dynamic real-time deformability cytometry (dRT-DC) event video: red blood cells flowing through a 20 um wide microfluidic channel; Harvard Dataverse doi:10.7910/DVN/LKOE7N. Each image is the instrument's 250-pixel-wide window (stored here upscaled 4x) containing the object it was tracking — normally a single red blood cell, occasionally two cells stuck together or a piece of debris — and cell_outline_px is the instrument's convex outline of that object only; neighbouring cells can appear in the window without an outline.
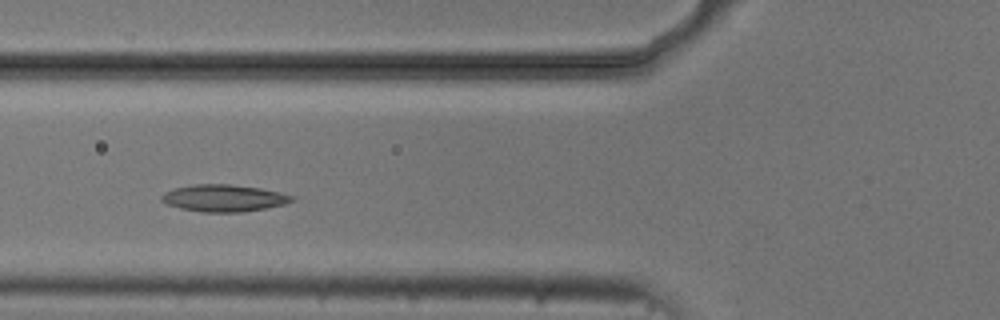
{"species": "common noctule bat (a hibernating species)", "species_latin": "Nyctalus noctula", "temperature_condition": "cold", "stored_images_in_passage": 8, "camera_frame_rate_fps": 3000, "um_per_image_px": 0.085, "animal": {"sex": "male", "body_mass_g": 20.5, "forearm_length_mm": 52.5}, "frame": {"image": 1, "passage_image": 4, "time_ms": 4.333, "image_size_px": [1000, 320], "cell_outline_px": [[296, 196], [288, 204], [240, 212], [200, 212], [180, 208], [168, 204], [160, 200], [160, 196], [164, 192], [176, 188], [192, 184], [228, 184], [260, 188], [280, 192]], "centroid_in_image_um": [19.03, 16.83], "position_along_channel_um": 106.8, "area_um2": 20.52}}
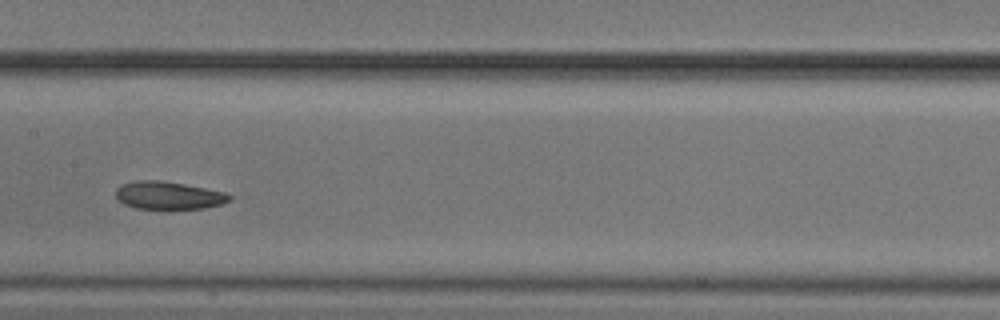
{"frame": {"image": 2, "passage_image": 6, "time_ms": 6.667, "image_size_px": [1000, 320], "cell_outline_px": [[232, 196], [224, 204], [204, 208], [136, 208], [124, 204], [116, 196], [116, 188], [124, 184], [136, 180], [156, 180], [184, 184], [224, 192]], "centroid_in_image_um": [14.32, 16.6], "position_along_channel_um": 193.1, "area_um2": 18.03}}
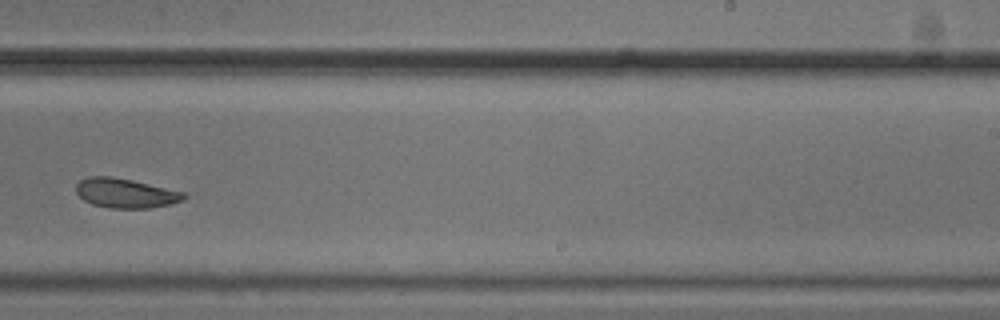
{"frame": {"image": 3, "passage_image": 8, "time_ms": 9.0, "image_size_px": [1000, 320], "cell_outline_px": [[188, 196], [184, 200], [168, 204], [148, 208], [112, 208], [92, 204], [84, 200], [76, 192], [76, 184], [80, 180], [88, 176], [112, 176], [132, 180], [184, 192]], "centroid_in_image_um": [10.66, 16.41], "position_along_channel_um": 278.3, "area_um2": 18.44}}